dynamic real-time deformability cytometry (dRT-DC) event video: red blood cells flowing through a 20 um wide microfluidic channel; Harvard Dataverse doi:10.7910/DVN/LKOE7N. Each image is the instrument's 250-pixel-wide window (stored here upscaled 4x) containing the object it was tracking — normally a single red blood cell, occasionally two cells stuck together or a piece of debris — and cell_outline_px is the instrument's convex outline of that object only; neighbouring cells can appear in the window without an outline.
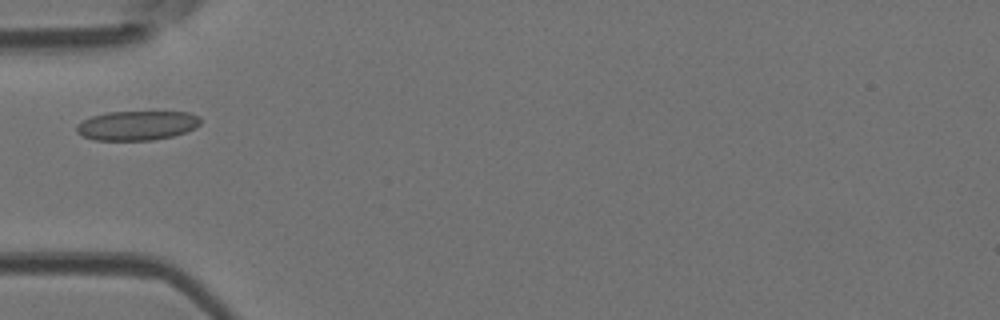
{"species": "Egyptian fruit bat (a non-hibernating species)", "species_latin": "Rousettus aegyptiacus", "temperature_condition": "room temperature", "stored_images_in_passage": 4, "camera_frame_rate_fps": 3000, "um_per_image_px": 0.085, "animal": {"sex": "female"}, "frame": {"image": 1, "passage_image": 3, "time_ms": 0.667, "image_size_px": [1000, 320], "cell_outline_px": [[200, 124], [196, 128], [172, 136], [152, 140], [96, 140], [84, 136], [76, 132], [76, 124], [92, 116], [108, 112], [188, 112], [200, 116]], "centroid_in_image_um": [11.65, 10.66], "position_along_channel_um": 73.3, "area_um2": 21.15}}
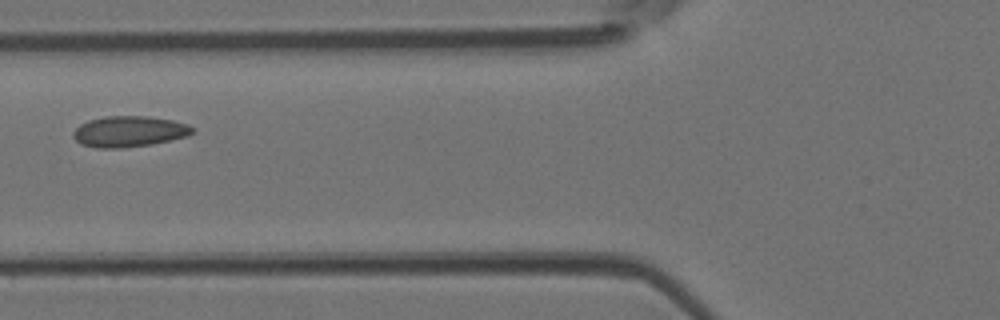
{"frame": {"image": 2, "passage_image": 4, "time_ms": 1.0, "image_size_px": [1000, 320], "cell_outline_px": [[196, 132], [188, 136], [152, 144], [120, 148], [96, 148], [80, 144], [72, 136], [72, 132], [80, 124], [88, 120], [104, 116], [148, 116], [172, 120], [188, 124], [196, 128]], "centroid_in_image_um": [10.99, 11.17], "position_along_channel_um": 114.8, "area_um2": 21.73}}